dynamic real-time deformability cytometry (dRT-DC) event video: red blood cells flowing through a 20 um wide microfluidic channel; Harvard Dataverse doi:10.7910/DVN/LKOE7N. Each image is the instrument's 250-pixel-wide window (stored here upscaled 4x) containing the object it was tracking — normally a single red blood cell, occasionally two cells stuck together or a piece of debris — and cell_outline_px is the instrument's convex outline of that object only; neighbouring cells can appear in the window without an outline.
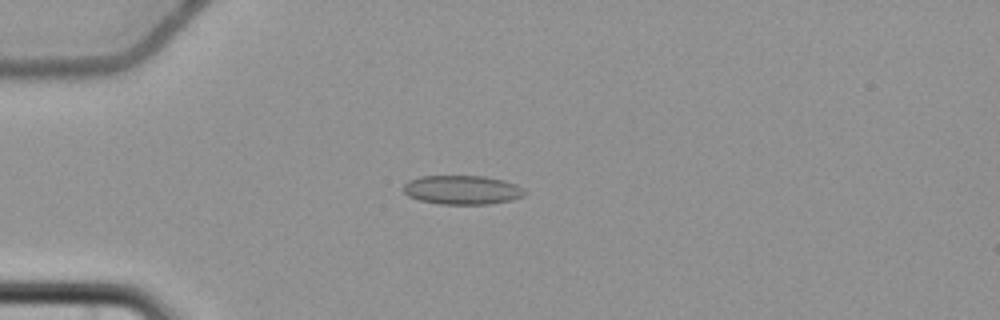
{"species": "common noctule bat (a hibernating species)", "species_latin": "Nyctalus noctula", "temperature_condition": "cold", "stored_images_in_passage": 9, "camera_frame_rate_fps": 3000, "um_per_image_px": 0.085, "animal": {"sex": "female", "body_mass_g": 22.7, "forearm_length_mm": 54.2}, "frame": {"image": 1, "passage_image": 4, "time_ms": 4.667, "image_size_px": [1000, 320], "cell_outline_px": [[528, 192], [524, 196], [512, 200], [488, 204], [440, 204], [420, 200], [408, 196], [404, 192], [404, 184], [408, 180], [420, 176], [484, 176], [504, 180], [516, 184], [524, 188]], "centroid_in_image_um": [39.32, 16.14], "position_along_channel_um": 45.7, "area_um2": 20.69}}
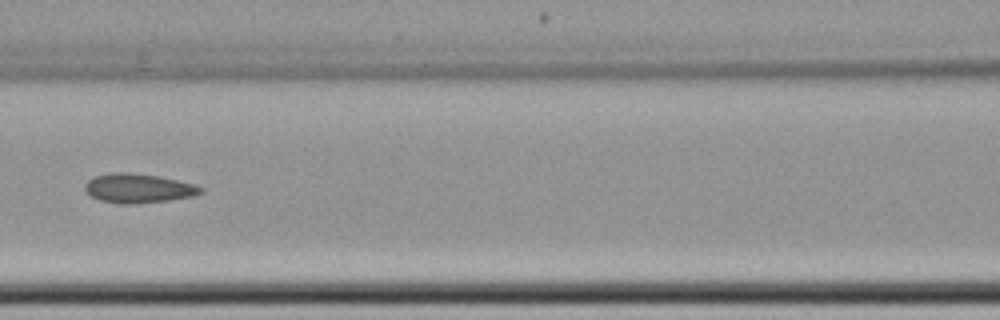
{"frame": {"image": 2, "passage_image": 7, "time_ms": 8.333, "image_size_px": [1000, 320], "cell_outline_px": [[204, 192], [196, 196], [168, 200], [136, 204], [120, 204], [100, 200], [92, 196], [84, 188], [84, 184], [88, 180], [96, 176], [112, 172], [128, 172], [156, 176], [176, 180], [192, 184], [204, 188]], "centroid_in_image_um": [11.77, 16.01], "position_along_channel_um": 154.8, "area_um2": 19.65}}
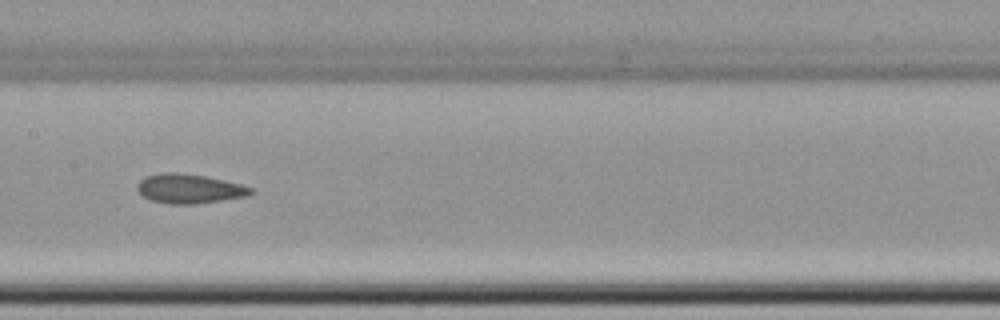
{"frame": {"image": 3, "passage_image": 8, "time_ms": 9.333, "image_size_px": [1000, 320], "cell_outline_px": [[256, 192], [248, 196], [196, 204], [168, 204], [152, 200], [144, 196], [136, 188], [136, 184], [144, 176], [160, 172], [176, 172], [204, 176], [224, 180], [240, 184], [252, 188]], "centroid_in_image_um": [16.08, 16.03], "position_along_channel_um": 191.3, "area_um2": 19.54}}